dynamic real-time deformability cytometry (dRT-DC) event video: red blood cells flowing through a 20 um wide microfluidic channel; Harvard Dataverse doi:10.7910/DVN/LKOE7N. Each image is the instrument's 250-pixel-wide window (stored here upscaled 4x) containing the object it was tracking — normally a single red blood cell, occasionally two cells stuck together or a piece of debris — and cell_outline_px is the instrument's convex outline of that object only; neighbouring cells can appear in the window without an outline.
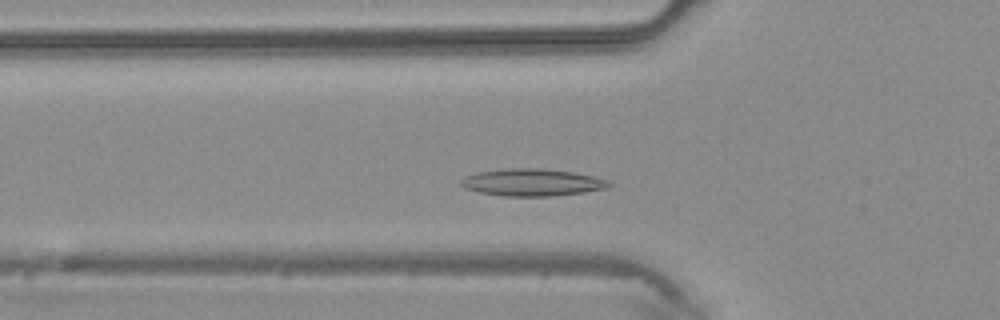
{"species": "common noctule bat (a hibernating species)", "species_latin": "Nyctalus noctula", "temperature_condition": "warm", "stored_images_in_passage": 37, "camera_frame_rate_fps": 3000, "um_per_image_px": 0.085, "animal": {"sex": "male", "body_mass_g": 20.4}, "frame": {"image": 1, "passage_image": 8, "time_ms": 2.333, "image_size_px": [1000, 320], "cell_outline_px": [[612, 184], [608, 188], [584, 192], [552, 196], [504, 196], [480, 192], [464, 188], [460, 184], [460, 180], [464, 176], [476, 172], [508, 168], [540, 168], [576, 172], [608, 180]], "centroid_in_image_um": [45.22, 15.5], "position_along_channel_um": 80.6, "area_um2": 23.58}}
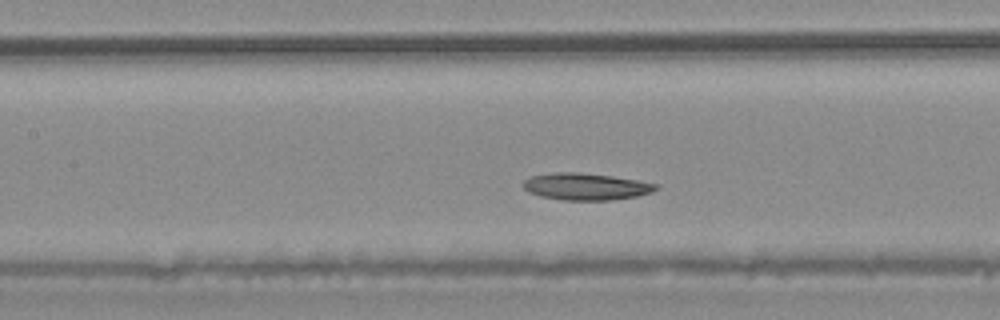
{"frame": {"image": 2, "passage_image": 13, "time_ms": 4.0, "image_size_px": [1000, 320], "cell_outline_px": [[660, 188], [652, 192], [636, 196], [612, 200], [560, 200], [540, 196], [528, 192], [524, 188], [524, 180], [532, 176], [556, 172], [576, 172], [612, 176], [640, 180], [656, 184]], "centroid_in_image_um": [49.82, 15.86], "position_along_channel_um": 157.6, "area_um2": 20.81}}
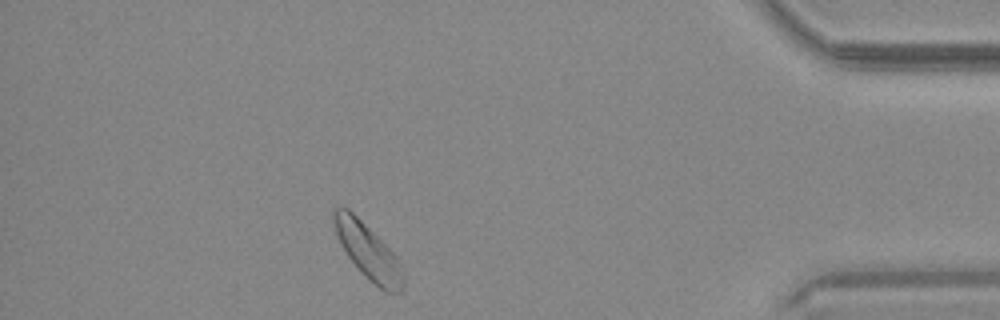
{"frame": {"image": 3, "passage_image": 32, "time_ms": 10.333, "image_size_px": [1000, 320], "cell_outline_px": [[404, 284], [400, 292], [384, 292], [368, 280], [360, 272], [348, 256], [336, 232], [332, 220], [332, 208], [348, 208], [396, 256], [404, 276]], "centroid_in_image_um": [31.28, 21.41], "position_along_channel_um": 403.9, "area_um2": 21.79}}